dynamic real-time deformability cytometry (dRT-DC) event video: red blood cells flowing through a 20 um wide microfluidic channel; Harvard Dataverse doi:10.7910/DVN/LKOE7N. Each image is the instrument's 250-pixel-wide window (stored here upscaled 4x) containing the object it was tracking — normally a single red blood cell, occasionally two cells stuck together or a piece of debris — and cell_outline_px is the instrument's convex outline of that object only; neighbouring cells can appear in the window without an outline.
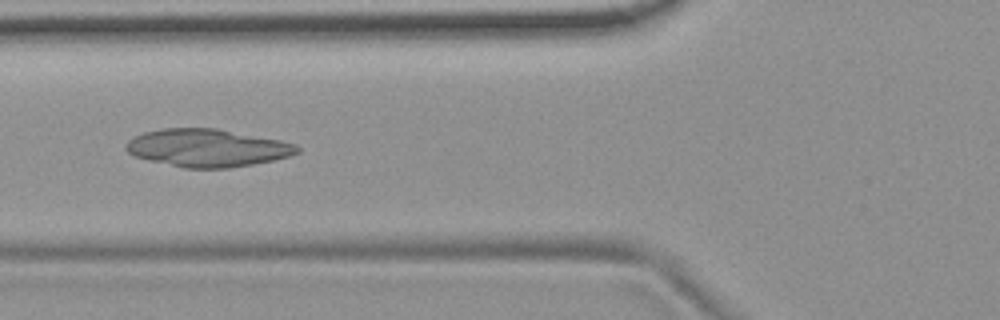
{"species": "common noctule bat (a hibernating species)", "species_latin": "Nyctalus noctula", "temperature_condition": "room temperature", "stored_images_in_passage": 9, "camera_frame_rate_fps": 3000, "um_per_image_px": 0.085, "animal": {"sex": "female", "body_mass_g": 19.9}, "frame": {"image": 1, "passage_image": 7, "time_ms": 2.0, "image_size_px": [1000, 320], "cell_outline_px": [[300, 152], [288, 156], [272, 160], [252, 164], [228, 168], [184, 168], [148, 160], [132, 156], [124, 148], [124, 144], [128, 140], [144, 132], [164, 128], [216, 128], [280, 140], [296, 144], [300, 148]], "centroid_in_image_um": [17.59, 12.57], "position_along_channel_um": 108.2, "area_um2": 37.63}}
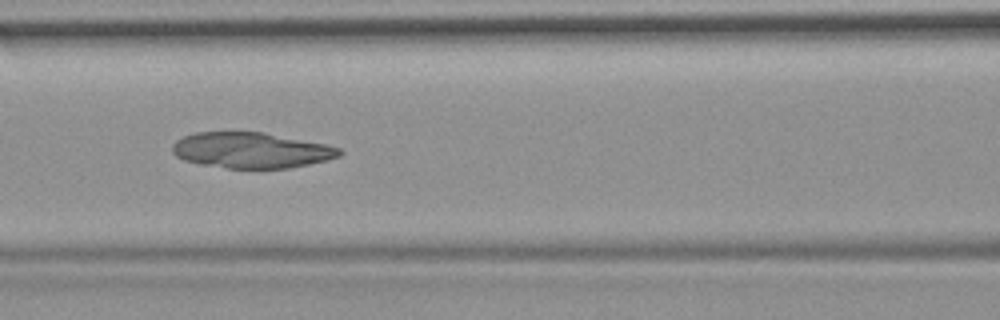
{"frame": {"image": 2, "passage_image": 8, "time_ms": 2.333, "image_size_px": [1000, 320], "cell_outline_px": [[344, 152], [340, 156], [328, 160], [288, 168], [228, 168], [200, 164], [184, 160], [176, 156], [172, 152], [172, 144], [176, 140], [184, 136], [196, 132], [264, 132], [324, 144], [340, 148]], "centroid_in_image_um": [21.34, 12.77], "position_along_channel_um": 145.3, "area_um2": 34.68}}